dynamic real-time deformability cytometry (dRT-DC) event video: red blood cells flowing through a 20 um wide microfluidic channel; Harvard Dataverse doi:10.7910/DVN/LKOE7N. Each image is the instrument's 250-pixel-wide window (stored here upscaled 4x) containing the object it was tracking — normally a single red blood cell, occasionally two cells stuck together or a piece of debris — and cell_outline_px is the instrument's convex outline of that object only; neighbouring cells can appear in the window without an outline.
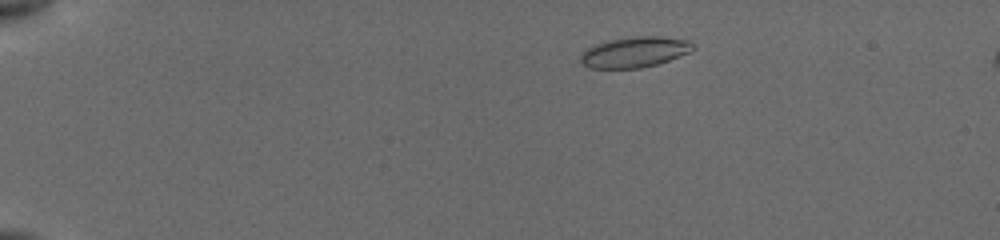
{"species": "common noctule bat (a hibernating species)", "species_latin": "Nyctalus noctula", "temperature_condition": "cold", "stored_images_in_passage": 57, "camera_frame_rate_fps": 3000, "um_per_image_px": 0.085, "animal": {"sex": "female", "body_mass_g": 19.5, "forearm_length_mm": 54.1}, "frame": {"image": 1, "passage_image": 8, "time_ms": 2.0, "image_size_px": [1000, 240], "cell_outline_px": [[696, 48], [688, 52], [668, 60], [656, 64], [640, 68], [588, 68], [580, 60], [580, 52], [596, 44], [608, 40], [632, 36], [660, 36], [688, 40]], "centroid_in_image_um": [53.91, 4.42], "position_along_channel_um": 31.1, "area_um2": 19.94}}
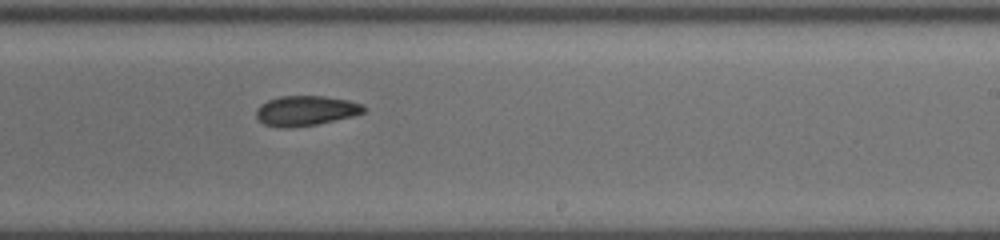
{"frame": {"image": 2, "passage_image": 33, "time_ms": 10.333, "image_size_px": [1000, 240], "cell_outline_px": [[368, 108], [364, 112], [352, 116], [316, 124], [292, 128], [288, 128], [264, 124], [256, 116], [256, 108], [260, 104], [268, 100], [280, 96], [324, 96], [348, 100], [364, 104]], "centroid_in_image_um": [26.0, 9.4], "position_along_channel_um": 263.0, "area_um2": 18.79}}
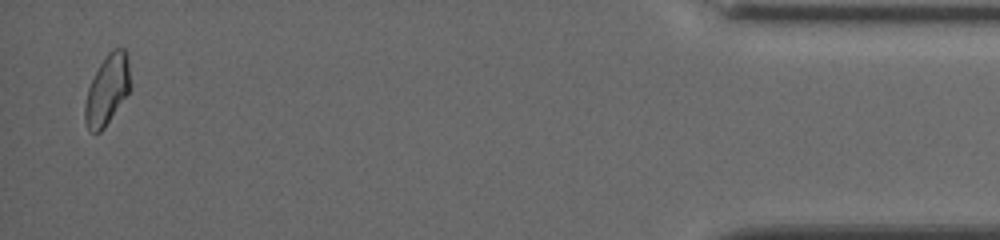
{"frame": {"image": 3, "passage_image": 55, "time_ms": 16.333, "image_size_px": [1000, 240], "cell_outline_px": [[128, 92], [104, 128], [100, 132], [88, 132], [84, 120], [84, 104], [88, 88], [100, 64], [108, 52], [112, 48], [124, 48], [128, 56]], "centroid_in_image_um": [9.06, 7.65], "position_along_channel_um": 426.1, "area_um2": 18.09}, "authors_computed_cell_mechanics": {"area_um2": 18.9006, "velocity_mm_per_s": 3.8509, "shape_relaxation_time_tau1_ms": null, "shape_relaxation_time_tau2_ms": 3.8085, "deformation_change_tau1": null, "deformation_change_tau2": 0.0847}}